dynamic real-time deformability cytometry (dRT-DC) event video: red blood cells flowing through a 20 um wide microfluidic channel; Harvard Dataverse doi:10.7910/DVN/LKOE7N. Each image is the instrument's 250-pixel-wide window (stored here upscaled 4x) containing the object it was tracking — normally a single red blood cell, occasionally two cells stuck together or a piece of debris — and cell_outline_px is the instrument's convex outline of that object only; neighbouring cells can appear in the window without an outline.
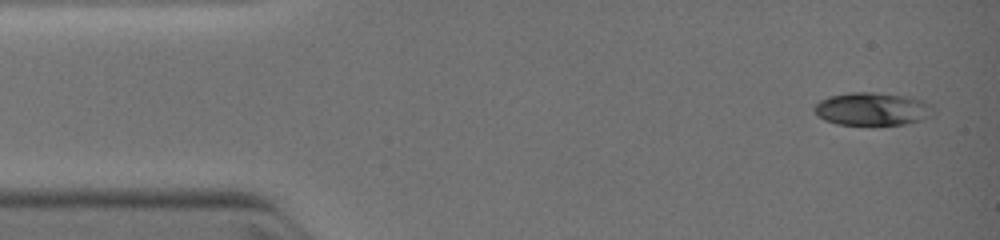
{"species": "common noctule bat (a hibernating species)", "species_latin": "Nyctalus noctula", "temperature_condition": "warm", "stored_images_in_passage": 9, "camera_frame_rate_fps": 3000, "um_per_image_px": 0.085, "animal": {"sex": "female", "body_mass_g": 19.0, "forearm_length_mm": 51.5}, "frame": {"image": 1, "passage_image": 1, "time_ms": 0.0, "image_size_px": [1000, 240], "cell_outline_px": [[936, 112], [920, 120], [904, 124], [836, 124], [824, 120], [812, 108], [820, 100], [828, 96], [848, 92], [872, 92], [908, 96], [924, 100], [932, 104], [936, 108]], "centroid_in_image_um": [74.18, 9.24], "position_along_channel_um": 10.8, "area_um2": 22.95}}
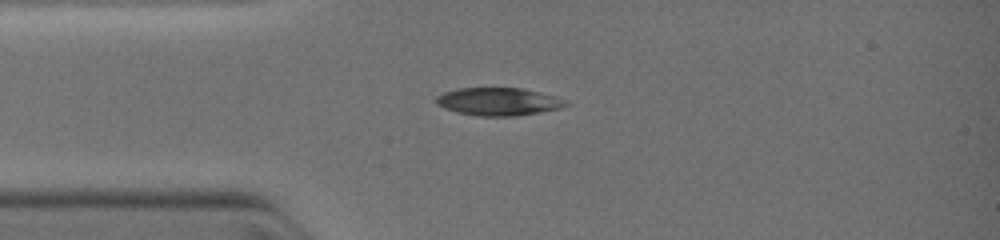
{"frame": {"image": 2, "passage_image": 6, "time_ms": 2.333, "image_size_px": [1000, 240], "cell_outline_px": [[572, 104], [560, 108], [540, 112], [516, 116], [480, 116], [456, 112], [444, 108], [436, 104], [436, 96], [444, 92], [460, 88], [524, 88], [556, 96], [568, 100]], "centroid_in_image_um": [42.42, 8.63], "position_along_channel_um": 42.6, "area_um2": 21.21}}
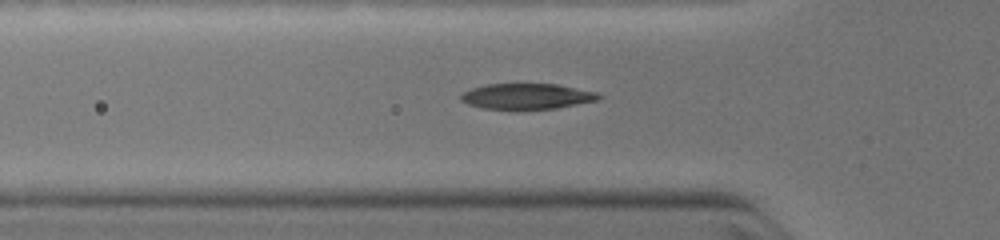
{"frame": {"image": 3, "passage_image": 8, "time_ms": 3.333, "image_size_px": [1000, 240], "cell_outline_px": [[600, 100], [556, 108], [484, 108], [468, 104], [460, 100], [460, 96], [464, 92], [472, 88], [488, 84], [556, 84], [596, 92], [600, 96]], "centroid_in_image_um": [44.79, 8.17], "position_along_channel_um": 81.0, "area_um2": 20.11}}